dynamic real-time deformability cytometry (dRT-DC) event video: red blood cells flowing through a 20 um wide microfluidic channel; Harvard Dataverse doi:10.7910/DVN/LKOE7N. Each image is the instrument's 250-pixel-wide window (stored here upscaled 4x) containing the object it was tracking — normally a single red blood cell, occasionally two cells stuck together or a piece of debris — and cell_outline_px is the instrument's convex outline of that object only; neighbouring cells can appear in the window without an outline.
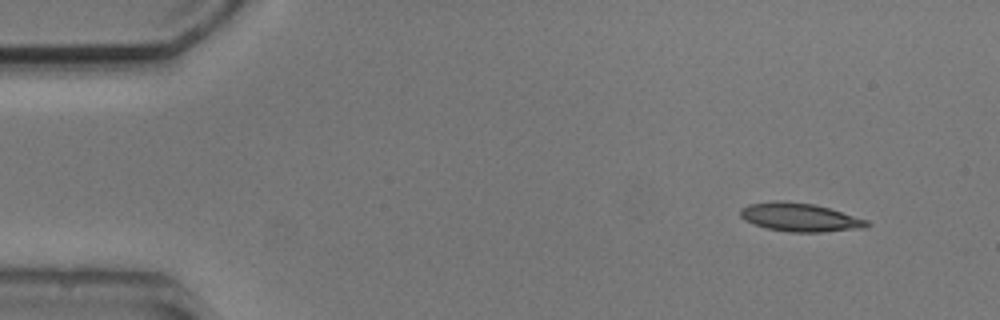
{"species": "common noctule bat (a hibernating species)", "species_latin": "Nyctalus noctula", "temperature_condition": "cold", "stored_images_in_passage": 5, "camera_frame_rate_fps": 3000, "um_per_image_px": 0.085, "animal": {"sex": "male", "body_mass_g": 20.5, "forearm_length_mm": 52.5}, "frame": {"image": 1, "passage_image": 1, "time_ms": 0.0, "image_size_px": [1000, 320], "cell_outline_px": [[872, 224], [868, 228], [820, 232], [788, 232], [768, 228], [744, 220], [740, 216], [740, 208], [748, 204], [772, 200], [784, 200], [816, 204], [868, 220]], "centroid_in_image_um": [68.01, 18.46], "position_along_channel_um": 17.0, "area_um2": 21.27}}
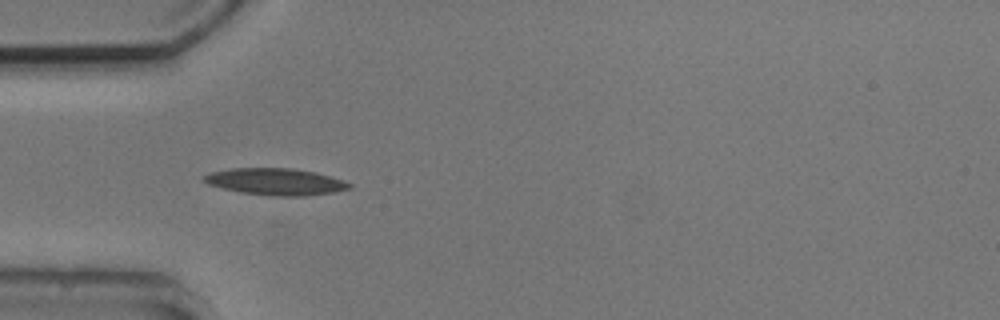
{"frame": {"image": 2, "passage_image": 4, "time_ms": 3.667, "image_size_px": [1000, 320], "cell_outline_px": [[352, 188], [332, 192], [304, 196], [272, 196], [240, 192], [208, 184], [200, 180], [204, 176], [212, 172], [232, 168], [292, 168], [316, 172], [344, 180], [352, 184]], "centroid_in_image_um": [23.44, 15.44], "position_along_channel_um": 61.6, "area_um2": 22.66}}